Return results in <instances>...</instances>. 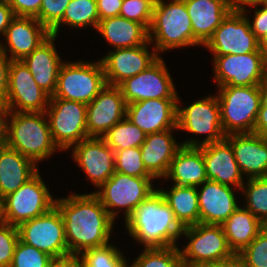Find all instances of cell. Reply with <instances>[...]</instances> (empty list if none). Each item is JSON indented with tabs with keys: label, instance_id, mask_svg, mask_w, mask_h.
Wrapping results in <instances>:
<instances>
[{
	"label": "cell",
	"instance_id": "6da1fadb",
	"mask_svg": "<svg viewBox=\"0 0 267 267\" xmlns=\"http://www.w3.org/2000/svg\"><path fill=\"white\" fill-rule=\"evenodd\" d=\"M55 206L62 215L69 253L80 255L109 244L114 220L94 193H71L56 199Z\"/></svg>",
	"mask_w": 267,
	"mask_h": 267
},
{
	"label": "cell",
	"instance_id": "7a4b0ae2",
	"mask_svg": "<svg viewBox=\"0 0 267 267\" xmlns=\"http://www.w3.org/2000/svg\"><path fill=\"white\" fill-rule=\"evenodd\" d=\"M125 225L131 238L144 247L176 246L183 231L158 189L135 207Z\"/></svg>",
	"mask_w": 267,
	"mask_h": 267
},
{
	"label": "cell",
	"instance_id": "3957f363",
	"mask_svg": "<svg viewBox=\"0 0 267 267\" xmlns=\"http://www.w3.org/2000/svg\"><path fill=\"white\" fill-rule=\"evenodd\" d=\"M148 37L158 55L175 48L203 46L193 35L184 0H156Z\"/></svg>",
	"mask_w": 267,
	"mask_h": 267
},
{
	"label": "cell",
	"instance_id": "277c9868",
	"mask_svg": "<svg viewBox=\"0 0 267 267\" xmlns=\"http://www.w3.org/2000/svg\"><path fill=\"white\" fill-rule=\"evenodd\" d=\"M5 144L36 165L59 150L53 142L45 112H9Z\"/></svg>",
	"mask_w": 267,
	"mask_h": 267
},
{
	"label": "cell",
	"instance_id": "5b68a950",
	"mask_svg": "<svg viewBox=\"0 0 267 267\" xmlns=\"http://www.w3.org/2000/svg\"><path fill=\"white\" fill-rule=\"evenodd\" d=\"M217 88L224 134L253 133L261 104L259 85Z\"/></svg>",
	"mask_w": 267,
	"mask_h": 267
},
{
	"label": "cell",
	"instance_id": "8992f818",
	"mask_svg": "<svg viewBox=\"0 0 267 267\" xmlns=\"http://www.w3.org/2000/svg\"><path fill=\"white\" fill-rule=\"evenodd\" d=\"M49 189L38 171L15 192L0 201V221L18 226L47 213L56 201Z\"/></svg>",
	"mask_w": 267,
	"mask_h": 267
},
{
	"label": "cell",
	"instance_id": "52a82bcc",
	"mask_svg": "<svg viewBox=\"0 0 267 267\" xmlns=\"http://www.w3.org/2000/svg\"><path fill=\"white\" fill-rule=\"evenodd\" d=\"M107 85L100 60L64 62L57 87L50 99H67L89 104Z\"/></svg>",
	"mask_w": 267,
	"mask_h": 267
},
{
	"label": "cell",
	"instance_id": "ba28073f",
	"mask_svg": "<svg viewBox=\"0 0 267 267\" xmlns=\"http://www.w3.org/2000/svg\"><path fill=\"white\" fill-rule=\"evenodd\" d=\"M177 101V129L187 131L195 135L207 134L202 141L190 139L181 142L184 147H201L226 138L221 124L220 105L217 95H212L194 101L184 108L179 106L181 99Z\"/></svg>",
	"mask_w": 267,
	"mask_h": 267
},
{
	"label": "cell",
	"instance_id": "9c48e42d",
	"mask_svg": "<svg viewBox=\"0 0 267 267\" xmlns=\"http://www.w3.org/2000/svg\"><path fill=\"white\" fill-rule=\"evenodd\" d=\"M181 236L189 240L182 250L180 248L182 267L222 263L235 256L221 225L198 223L183 228Z\"/></svg>",
	"mask_w": 267,
	"mask_h": 267
},
{
	"label": "cell",
	"instance_id": "30bf717a",
	"mask_svg": "<svg viewBox=\"0 0 267 267\" xmlns=\"http://www.w3.org/2000/svg\"><path fill=\"white\" fill-rule=\"evenodd\" d=\"M154 179L156 178L133 177L115 172L99 190L93 193L114 221L120 210H124L126 221L135 207L157 190L151 182Z\"/></svg>",
	"mask_w": 267,
	"mask_h": 267
},
{
	"label": "cell",
	"instance_id": "8fae6325",
	"mask_svg": "<svg viewBox=\"0 0 267 267\" xmlns=\"http://www.w3.org/2000/svg\"><path fill=\"white\" fill-rule=\"evenodd\" d=\"M54 144L70 150L88 137L87 104L67 99H50L45 111Z\"/></svg>",
	"mask_w": 267,
	"mask_h": 267
},
{
	"label": "cell",
	"instance_id": "7c38bea8",
	"mask_svg": "<svg viewBox=\"0 0 267 267\" xmlns=\"http://www.w3.org/2000/svg\"><path fill=\"white\" fill-rule=\"evenodd\" d=\"M203 46L213 54V57L260 51L259 39L251 31L243 12L237 7L228 13Z\"/></svg>",
	"mask_w": 267,
	"mask_h": 267
},
{
	"label": "cell",
	"instance_id": "4fadbf2b",
	"mask_svg": "<svg viewBox=\"0 0 267 267\" xmlns=\"http://www.w3.org/2000/svg\"><path fill=\"white\" fill-rule=\"evenodd\" d=\"M19 240L51 257L69 254L64 223L58 208L17 226Z\"/></svg>",
	"mask_w": 267,
	"mask_h": 267
},
{
	"label": "cell",
	"instance_id": "5bb4252c",
	"mask_svg": "<svg viewBox=\"0 0 267 267\" xmlns=\"http://www.w3.org/2000/svg\"><path fill=\"white\" fill-rule=\"evenodd\" d=\"M213 64L217 87L260 85L267 75V60L260 51L213 57Z\"/></svg>",
	"mask_w": 267,
	"mask_h": 267
},
{
	"label": "cell",
	"instance_id": "9a60e30c",
	"mask_svg": "<svg viewBox=\"0 0 267 267\" xmlns=\"http://www.w3.org/2000/svg\"><path fill=\"white\" fill-rule=\"evenodd\" d=\"M165 61L159 57L151 66L125 79L120 88L126 104L148 99H178L173 79Z\"/></svg>",
	"mask_w": 267,
	"mask_h": 267
},
{
	"label": "cell",
	"instance_id": "2e32d148",
	"mask_svg": "<svg viewBox=\"0 0 267 267\" xmlns=\"http://www.w3.org/2000/svg\"><path fill=\"white\" fill-rule=\"evenodd\" d=\"M50 97L22 61H11L5 102L10 112H45Z\"/></svg>",
	"mask_w": 267,
	"mask_h": 267
},
{
	"label": "cell",
	"instance_id": "e0dca14e",
	"mask_svg": "<svg viewBox=\"0 0 267 267\" xmlns=\"http://www.w3.org/2000/svg\"><path fill=\"white\" fill-rule=\"evenodd\" d=\"M150 41L144 45L131 48L111 49L100 59L105 80L108 85L118 86L125 79L138 75L151 66L160 55L151 46ZM150 51V52H149Z\"/></svg>",
	"mask_w": 267,
	"mask_h": 267
},
{
	"label": "cell",
	"instance_id": "ac0fdd59",
	"mask_svg": "<svg viewBox=\"0 0 267 267\" xmlns=\"http://www.w3.org/2000/svg\"><path fill=\"white\" fill-rule=\"evenodd\" d=\"M72 157L98 189L115 173V151L99 137H89L72 147Z\"/></svg>",
	"mask_w": 267,
	"mask_h": 267
},
{
	"label": "cell",
	"instance_id": "d6986e66",
	"mask_svg": "<svg viewBox=\"0 0 267 267\" xmlns=\"http://www.w3.org/2000/svg\"><path fill=\"white\" fill-rule=\"evenodd\" d=\"M178 99H148L127 104L126 118L146 135L177 130Z\"/></svg>",
	"mask_w": 267,
	"mask_h": 267
},
{
	"label": "cell",
	"instance_id": "ffe728a7",
	"mask_svg": "<svg viewBox=\"0 0 267 267\" xmlns=\"http://www.w3.org/2000/svg\"><path fill=\"white\" fill-rule=\"evenodd\" d=\"M126 106L120 88L107 84L87 104L88 137L101 138L116 123L126 117Z\"/></svg>",
	"mask_w": 267,
	"mask_h": 267
},
{
	"label": "cell",
	"instance_id": "44dd1931",
	"mask_svg": "<svg viewBox=\"0 0 267 267\" xmlns=\"http://www.w3.org/2000/svg\"><path fill=\"white\" fill-rule=\"evenodd\" d=\"M50 35V31L35 17L15 16L4 35L6 44L1 42L0 48L11 61H22Z\"/></svg>",
	"mask_w": 267,
	"mask_h": 267
},
{
	"label": "cell",
	"instance_id": "7402d4cb",
	"mask_svg": "<svg viewBox=\"0 0 267 267\" xmlns=\"http://www.w3.org/2000/svg\"><path fill=\"white\" fill-rule=\"evenodd\" d=\"M197 187L200 223L221 225L239 207L233 187L207 180Z\"/></svg>",
	"mask_w": 267,
	"mask_h": 267
},
{
	"label": "cell",
	"instance_id": "603a6c76",
	"mask_svg": "<svg viewBox=\"0 0 267 267\" xmlns=\"http://www.w3.org/2000/svg\"><path fill=\"white\" fill-rule=\"evenodd\" d=\"M198 148L203 153L208 180L241 189L244 176L235 160L232 145L226 138Z\"/></svg>",
	"mask_w": 267,
	"mask_h": 267
},
{
	"label": "cell",
	"instance_id": "cb8c5ba5",
	"mask_svg": "<svg viewBox=\"0 0 267 267\" xmlns=\"http://www.w3.org/2000/svg\"><path fill=\"white\" fill-rule=\"evenodd\" d=\"M226 139L245 178L267 177V136L242 133L227 135Z\"/></svg>",
	"mask_w": 267,
	"mask_h": 267
},
{
	"label": "cell",
	"instance_id": "d4e9b609",
	"mask_svg": "<svg viewBox=\"0 0 267 267\" xmlns=\"http://www.w3.org/2000/svg\"><path fill=\"white\" fill-rule=\"evenodd\" d=\"M57 36L50 35L32 53L26 56L22 62L28 67L35 82L46 93L52 96L57 87V79L60 68L64 63L61 61L55 47Z\"/></svg>",
	"mask_w": 267,
	"mask_h": 267
},
{
	"label": "cell",
	"instance_id": "484cf974",
	"mask_svg": "<svg viewBox=\"0 0 267 267\" xmlns=\"http://www.w3.org/2000/svg\"><path fill=\"white\" fill-rule=\"evenodd\" d=\"M194 37L204 45L235 7L234 0H184Z\"/></svg>",
	"mask_w": 267,
	"mask_h": 267
},
{
	"label": "cell",
	"instance_id": "4316f807",
	"mask_svg": "<svg viewBox=\"0 0 267 267\" xmlns=\"http://www.w3.org/2000/svg\"><path fill=\"white\" fill-rule=\"evenodd\" d=\"M172 131L173 129H168L163 132L148 134L140 146L142 161L146 169L156 179H162L167 174L171 161L182 147L174 139Z\"/></svg>",
	"mask_w": 267,
	"mask_h": 267
},
{
	"label": "cell",
	"instance_id": "83f0119b",
	"mask_svg": "<svg viewBox=\"0 0 267 267\" xmlns=\"http://www.w3.org/2000/svg\"><path fill=\"white\" fill-rule=\"evenodd\" d=\"M31 159L6 144L0 149V201L15 192L39 170Z\"/></svg>",
	"mask_w": 267,
	"mask_h": 267
},
{
	"label": "cell",
	"instance_id": "f1b7e54d",
	"mask_svg": "<svg viewBox=\"0 0 267 267\" xmlns=\"http://www.w3.org/2000/svg\"><path fill=\"white\" fill-rule=\"evenodd\" d=\"M163 178H170L173 185L200 187L208 180L202 151L198 147L182 146Z\"/></svg>",
	"mask_w": 267,
	"mask_h": 267
},
{
	"label": "cell",
	"instance_id": "f546056e",
	"mask_svg": "<svg viewBox=\"0 0 267 267\" xmlns=\"http://www.w3.org/2000/svg\"><path fill=\"white\" fill-rule=\"evenodd\" d=\"M96 31L114 49L140 46L149 41L148 30L141 23L120 16L100 20Z\"/></svg>",
	"mask_w": 267,
	"mask_h": 267
},
{
	"label": "cell",
	"instance_id": "4dcf8cb0",
	"mask_svg": "<svg viewBox=\"0 0 267 267\" xmlns=\"http://www.w3.org/2000/svg\"><path fill=\"white\" fill-rule=\"evenodd\" d=\"M221 227L229 248L237 255L255 239L265 225L244 206H239Z\"/></svg>",
	"mask_w": 267,
	"mask_h": 267
},
{
	"label": "cell",
	"instance_id": "1f68e13d",
	"mask_svg": "<svg viewBox=\"0 0 267 267\" xmlns=\"http://www.w3.org/2000/svg\"><path fill=\"white\" fill-rule=\"evenodd\" d=\"M158 190L182 228L200 223L197 187L172 185L169 190Z\"/></svg>",
	"mask_w": 267,
	"mask_h": 267
},
{
	"label": "cell",
	"instance_id": "d6a6232c",
	"mask_svg": "<svg viewBox=\"0 0 267 267\" xmlns=\"http://www.w3.org/2000/svg\"><path fill=\"white\" fill-rule=\"evenodd\" d=\"M99 14L96 0H70L65 9L63 19L50 31L58 37L60 26L68 25L71 28L93 27L97 28Z\"/></svg>",
	"mask_w": 267,
	"mask_h": 267
},
{
	"label": "cell",
	"instance_id": "836d02e7",
	"mask_svg": "<svg viewBox=\"0 0 267 267\" xmlns=\"http://www.w3.org/2000/svg\"><path fill=\"white\" fill-rule=\"evenodd\" d=\"M146 134L126 117L116 123L101 138L114 151L132 147H140Z\"/></svg>",
	"mask_w": 267,
	"mask_h": 267
},
{
	"label": "cell",
	"instance_id": "e575fe53",
	"mask_svg": "<svg viewBox=\"0 0 267 267\" xmlns=\"http://www.w3.org/2000/svg\"><path fill=\"white\" fill-rule=\"evenodd\" d=\"M246 184V185H245ZM240 191L245 194V208L264 225L267 223V177L249 178Z\"/></svg>",
	"mask_w": 267,
	"mask_h": 267
},
{
	"label": "cell",
	"instance_id": "d590c367",
	"mask_svg": "<svg viewBox=\"0 0 267 267\" xmlns=\"http://www.w3.org/2000/svg\"><path fill=\"white\" fill-rule=\"evenodd\" d=\"M129 267H182L178 246L144 247Z\"/></svg>",
	"mask_w": 267,
	"mask_h": 267
},
{
	"label": "cell",
	"instance_id": "8d00e7d4",
	"mask_svg": "<svg viewBox=\"0 0 267 267\" xmlns=\"http://www.w3.org/2000/svg\"><path fill=\"white\" fill-rule=\"evenodd\" d=\"M80 258L82 267H129L123 252L111 243L85 250Z\"/></svg>",
	"mask_w": 267,
	"mask_h": 267
},
{
	"label": "cell",
	"instance_id": "74e56055",
	"mask_svg": "<svg viewBox=\"0 0 267 267\" xmlns=\"http://www.w3.org/2000/svg\"><path fill=\"white\" fill-rule=\"evenodd\" d=\"M115 172L133 177H154L142 161L140 147L115 151Z\"/></svg>",
	"mask_w": 267,
	"mask_h": 267
},
{
	"label": "cell",
	"instance_id": "f35d334b",
	"mask_svg": "<svg viewBox=\"0 0 267 267\" xmlns=\"http://www.w3.org/2000/svg\"><path fill=\"white\" fill-rule=\"evenodd\" d=\"M155 2L156 0H123L119 16L141 23L148 30Z\"/></svg>",
	"mask_w": 267,
	"mask_h": 267
},
{
	"label": "cell",
	"instance_id": "ab89813d",
	"mask_svg": "<svg viewBox=\"0 0 267 267\" xmlns=\"http://www.w3.org/2000/svg\"><path fill=\"white\" fill-rule=\"evenodd\" d=\"M51 258L41 250L19 240L10 267H47Z\"/></svg>",
	"mask_w": 267,
	"mask_h": 267
},
{
	"label": "cell",
	"instance_id": "60d3db41",
	"mask_svg": "<svg viewBox=\"0 0 267 267\" xmlns=\"http://www.w3.org/2000/svg\"><path fill=\"white\" fill-rule=\"evenodd\" d=\"M237 255L247 267H267V228Z\"/></svg>",
	"mask_w": 267,
	"mask_h": 267
},
{
	"label": "cell",
	"instance_id": "b9f144b4",
	"mask_svg": "<svg viewBox=\"0 0 267 267\" xmlns=\"http://www.w3.org/2000/svg\"><path fill=\"white\" fill-rule=\"evenodd\" d=\"M18 241L17 226L0 221V267H10Z\"/></svg>",
	"mask_w": 267,
	"mask_h": 267
},
{
	"label": "cell",
	"instance_id": "7bdbcfd3",
	"mask_svg": "<svg viewBox=\"0 0 267 267\" xmlns=\"http://www.w3.org/2000/svg\"><path fill=\"white\" fill-rule=\"evenodd\" d=\"M70 0H42L39 14L35 17L49 31L62 19Z\"/></svg>",
	"mask_w": 267,
	"mask_h": 267
},
{
	"label": "cell",
	"instance_id": "ee69618b",
	"mask_svg": "<svg viewBox=\"0 0 267 267\" xmlns=\"http://www.w3.org/2000/svg\"><path fill=\"white\" fill-rule=\"evenodd\" d=\"M259 6H262L261 8H257ZM251 7H256V9L254 10V18L253 20L249 19L248 16V10L246 9L247 7H237L239 8L243 14L245 15V17L247 18L248 22H249V26L251 31L255 34V36L259 39L260 37H262L264 34L267 33V4H256V5H252L249 6ZM248 16V17H247Z\"/></svg>",
	"mask_w": 267,
	"mask_h": 267
},
{
	"label": "cell",
	"instance_id": "f6af8a7d",
	"mask_svg": "<svg viewBox=\"0 0 267 267\" xmlns=\"http://www.w3.org/2000/svg\"><path fill=\"white\" fill-rule=\"evenodd\" d=\"M260 100L258 115L254 125L253 133L261 136H267V79H265L260 85Z\"/></svg>",
	"mask_w": 267,
	"mask_h": 267
},
{
	"label": "cell",
	"instance_id": "bcb514c9",
	"mask_svg": "<svg viewBox=\"0 0 267 267\" xmlns=\"http://www.w3.org/2000/svg\"><path fill=\"white\" fill-rule=\"evenodd\" d=\"M42 0H7L15 16L36 17Z\"/></svg>",
	"mask_w": 267,
	"mask_h": 267
},
{
	"label": "cell",
	"instance_id": "7dc6e473",
	"mask_svg": "<svg viewBox=\"0 0 267 267\" xmlns=\"http://www.w3.org/2000/svg\"><path fill=\"white\" fill-rule=\"evenodd\" d=\"M11 59L0 48V102L5 103L8 92Z\"/></svg>",
	"mask_w": 267,
	"mask_h": 267
},
{
	"label": "cell",
	"instance_id": "c3c4849f",
	"mask_svg": "<svg viewBox=\"0 0 267 267\" xmlns=\"http://www.w3.org/2000/svg\"><path fill=\"white\" fill-rule=\"evenodd\" d=\"M99 20L105 18L117 17L120 15V9L123 0H96Z\"/></svg>",
	"mask_w": 267,
	"mask_h": 267
},
{
	"label": "cell",
	"instance_id": "681fc988",
	"mask_svg": "<svg viewBox=\"0 0 267 267\" xmlns=\"http://www.w3.org/2000/svg\"><path fill=\"white\" fill-rule=\"evenodd\" d=\"M47 267H82L80 255L66 254L64 256L52 257Z\"/></svg>",
	"mask_w": 267,
	"mask_h": 267
},
{
	"label": "cell",
	"instance_id": "f907efd6",
	"mask_svg": "<svg viewBox=\"0 0 267 267\" xmlns=\"http://www.w3.org/2000/svg\"><path fill=\"white\" fill-rule=\"evenodd\" d=\"M14 17L15 15L8 3L0 2V34L5 35L7 27Z\"/></svg>",
	"mask_w": 267,
	"mask_h": 267
},
{
	"label": "cell",
	"instance_id": "816d5d0a",
	"mask_svg": "<svg viewBox=\"0 0 267 267\" xmlns=\"http://www.w3.org/2000/svg\"><path fill=\"white\" fill-rule=\"evenodd\" d=\"M9 108L3 102H0V143H6L7 139V119Z\"/></svg>",
	"mask_w": 267,
	"mask_h": 267
},
{
	"label": "cell",
	"instance_id": "f5cc1de1",
	"mask_svg": "<svg viewBox=\"0 0 267 267\" xmlns=\"http://www.w3.org/2000/svg\"><path fill=\"white\" fill-rule=\"evenodd\" d=\"M235 7H246L256 4H267V0H234Z\"/></svg>",
	"mask_w": 267,
	"mask_h": 267
},
{
	"label": "cell",
	"instance_id": "db71d44e",
	"mask_svg": "<svg viewBox=\"0 0 267 267\" xmlns=\"http://www.w3.org/2000/svg\"><path fill=\"white\" fill-rule=\"evenodd\" d=\"M259 50L267 60V33L259 38Z\"/></svg>",
	"mask_w": 267,
	"mask_h": 267
},
{
	"label": "cell",
	"instance_id": "11a10c76",
	"mask_svg": "<svg viewBox=\"0 0 267 267\" xmlns=\"http://www.w3.org/2000/svg\"><path fill=\"white\" fill-rule=\"evenodd\" d=\"M227 267H247L246 264L239 258L238 255H235L232 259L227 260Z\"/></svg>",
	"mask_w": 267,
	"mask_h": 267
},
{
	"label": "cell",
	"instance_id": "9f6ffc18",
	"mask_svg": "<svg viewBox=\"0 0 267 267\" xmlns=\"http://www.w3.org/2000/svg\"><path fill=\"white\" fill-rule=\"evenodd\" d=\"M196 267H227V261L222 262V263L202 264Z\"/></svg>",
	"mask_w": 267,
	"mask_h": 267
},
{
	"label": "cell",
	"instance_id": "6f0895ef",
	"mask_svg": "<svg viewBox=\"0 0 267 267\" xmlns=\"http://www.w3.org/2000/svg\"><path fill=\"white\" fill-rule=\"evenodd\" d=\"M5 145V143H0V149Z\"/></svg>",
	"mask_w": 267,
	"mask_h": 267
}]
</instances>
